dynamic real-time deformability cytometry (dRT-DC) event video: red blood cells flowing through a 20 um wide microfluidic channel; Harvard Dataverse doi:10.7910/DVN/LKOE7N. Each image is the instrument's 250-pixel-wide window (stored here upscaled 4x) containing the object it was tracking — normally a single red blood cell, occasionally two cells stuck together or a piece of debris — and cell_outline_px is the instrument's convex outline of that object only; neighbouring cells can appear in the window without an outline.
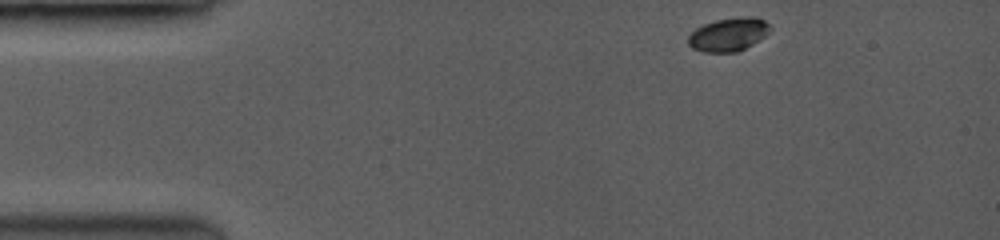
{"species": "common noctule bat (a hibernating species)", "species_latin": "Nyctalus noctula", "temperature_condition": "room temperature", "stored_images_in_passage": 19, "camera_frame_rate_fps": 3500, "um_per_image_px": 0.085, "animal": {"sex": "female", "body_mass_g": 19.0, "forearm_length_mm": 53.3}, "frame": {"image": 1, "passage_image": 1, "time_ms": 0.0, "image_size_px": [1000, 240], "cell_outline_px": [[768, 28], [764, 36], [744, 48], [736, 52], [704, 52], [692, 48], [688, 44], [688, 36], [696, 28], [704, 24], [716, 20], [752, 16], [764, 20], [768, 24]], "centroid_in_image_um": [61.86, 2.94], "position_along_channel_um": 23.1, "area_um2": 15.43}}
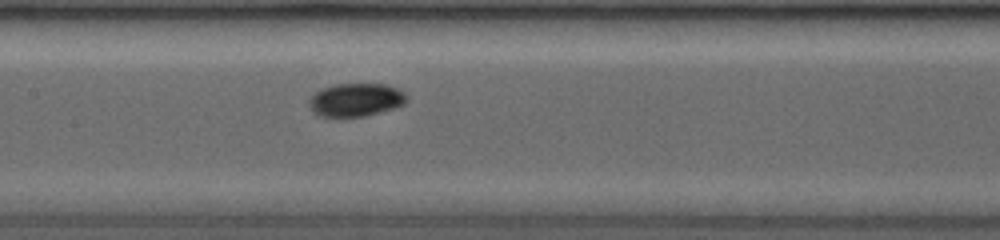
{"frame": {"image": 2, "passage_image": 11, "time_ms": 5.714, "image_size_px": [1000, 240], "cell_outline_px": [[404, 104], [392, 108], [364, 116], [320, 116], [312, 108], [312, 96], [316, 92], [324, 88], [336, 84], [384, 84], [396, 88], [404, 96]], "centroid_in_image_um": [30.24, 8.48], "position_along_channel_um": 177.2, "area_um2": 17.92}}
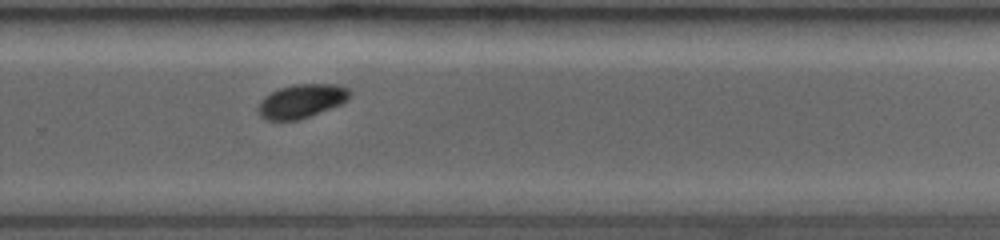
{"frame": {"image": 3, "passage_image": 19, "time_ms": 8.857, "image_size_px": [1000, 240], "cell_outline_px": [[352, 92], [348, 100], [340, 104], [308, 116], [296, 120], [264, 120], [260, 116], [260, 100], [264, 96], [280, 88], [296, 84], [332, 84], [348, 88]], "centroid_in_image_um": [25.64, 8.58], "position_along_channel_um": 304.2, "area_um2": 17.69}}